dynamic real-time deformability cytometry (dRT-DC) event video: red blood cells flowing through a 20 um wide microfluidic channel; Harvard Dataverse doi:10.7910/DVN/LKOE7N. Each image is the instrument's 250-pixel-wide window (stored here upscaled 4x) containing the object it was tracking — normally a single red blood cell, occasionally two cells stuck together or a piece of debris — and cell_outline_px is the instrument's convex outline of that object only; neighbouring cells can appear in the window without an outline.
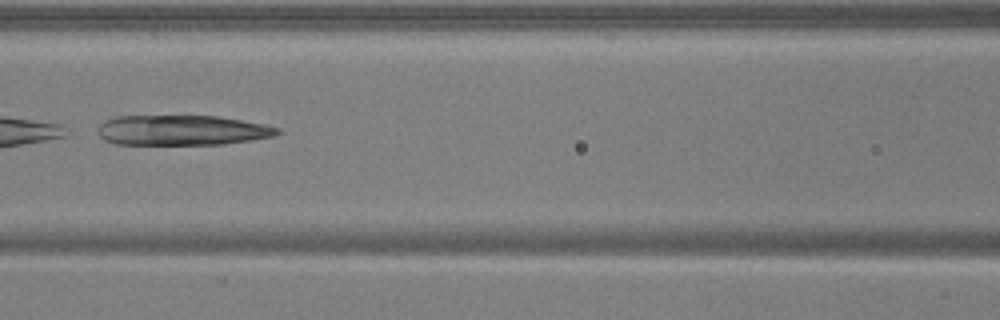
{"species": "common noctule bat (a hibernating species)", "species_latin": "Nyctalus noctula", "temperature_condition": "warm", "stored_images_in_passage": 34, "camera_frame_rate_fps": 3000, "um_per_image_px": 0.085, "animal": {"sex": "male", "body_mass_g": 17.9, "forearm_length_mm": 54.2}, "frame": {"image": 1, "passage_image": 10, "time_ms": 3.0, "image_size_px": [1000, 320], "cell_outline_px": [[284, 132], [272, 136], [252, 140], [224, 144], [116, 144], [104, 140], [96, 132], [96, 128], [104, 120], [116, 116], [216, 116], [264, 124], [280, 128]], "centroid_in_image_um": [15.45, 11.07], "position_along_channel_um": 151.2, "area_um2": 31.67}}